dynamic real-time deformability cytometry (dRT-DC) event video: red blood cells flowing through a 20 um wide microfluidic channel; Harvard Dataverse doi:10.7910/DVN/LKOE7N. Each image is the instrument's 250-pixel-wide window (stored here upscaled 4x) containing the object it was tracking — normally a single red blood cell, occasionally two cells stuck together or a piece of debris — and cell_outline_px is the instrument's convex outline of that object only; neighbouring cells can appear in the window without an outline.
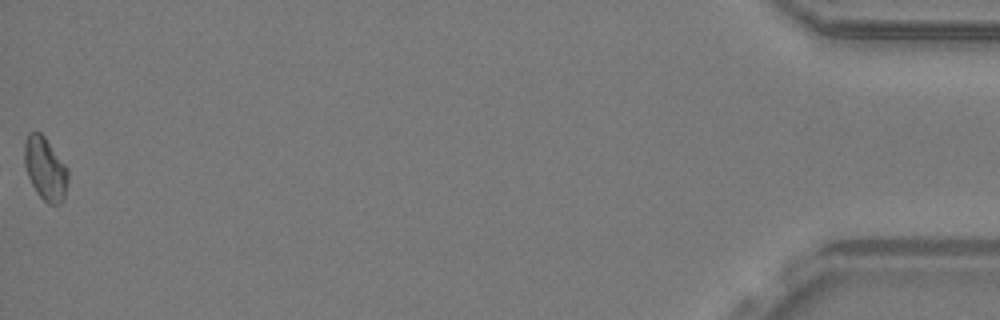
{"species": "common noctule bat (a hibernating species)", "species_latin": "Nyctalus noctula", "temperature_condition": "warm", "stored_images_in_passage": 39, "camera_frame_rate_fps": 3000, "um_per_image_px": 0.085, "animal": {"sex": "male", "body_mass_g": 19.2, "forearm_length_mm": 51.8}, "frame": {"image": 1, "passage_image": 39, "time_ms": 12.667, "image_size_px": [1000, 320], "cell_outline_px": [[68, 180], [64, 200], [60, 204], [48, 204], [36, 192], [28, 176], [24, 164], [24, 144], [28, 132], [40, 132], [44, 136], [68, 168]], "centroid_in_image_um": [3.85, 14.35], "position_along_channel_um": 431.4, "area_um2": 16.07}}